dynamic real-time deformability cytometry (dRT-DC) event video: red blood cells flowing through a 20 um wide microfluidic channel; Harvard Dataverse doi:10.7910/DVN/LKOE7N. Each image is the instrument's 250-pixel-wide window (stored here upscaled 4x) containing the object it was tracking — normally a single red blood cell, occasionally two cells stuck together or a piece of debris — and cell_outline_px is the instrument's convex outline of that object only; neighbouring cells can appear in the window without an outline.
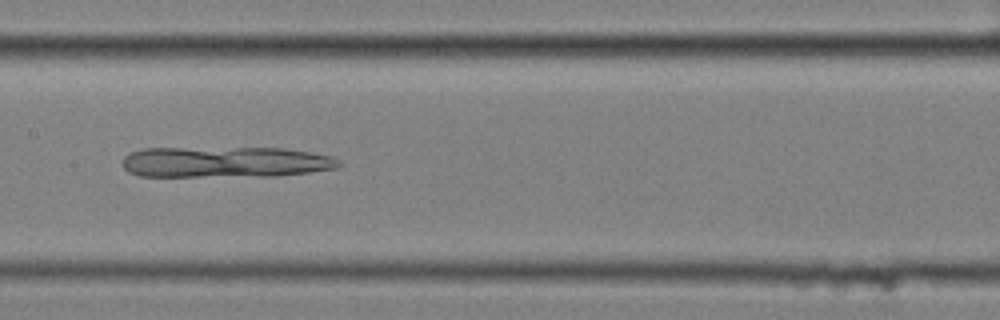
{"species": "common noctule bat (a hibernating species)", "species_latin": "Nyctalus noctula", "temperature_condition": "cold", "stored_images_in_passage": 9, "camera_frame_rate_fps": 3000, "um_per_image_px": 0.085, "animal": {"sex": "female", "body_mass_g": 25.1}, "frame": {"image": 1, "passage_image": 7, "time_ms": 2.0, "image_size_px": [1000, 320], "cell_outline_px": [[344, 164], [340, 168], [280, 176], [140, 176], [128, 172], [124, 168], [124, 156], [128, 152], [144, 148], [284, 148], [332, 156], [340, 160]], "centroid_in_image_um": [19.2, 13.77], "position_along_channel_um": 188.2, "area_um2": 39.36}}
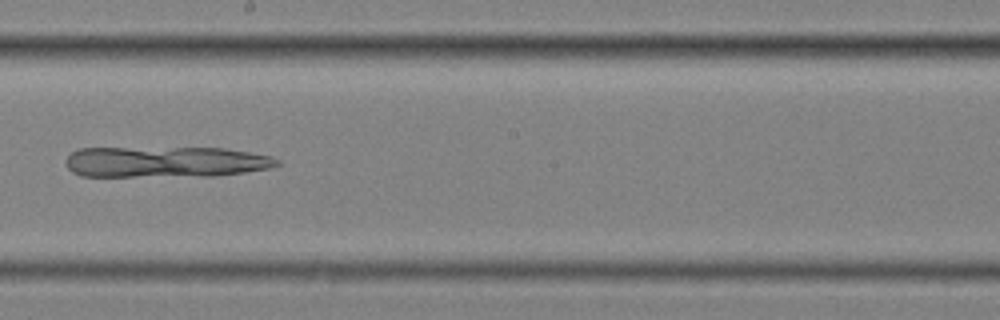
{"frame": {"image": 2, "passage_image": 8, "time_ms": 2.333, "image_size_px": [1000, 320], "cell_outline_px": [[280, 164], [268, 168], [244, 172], [216, 176], [80, 176], [72, 172], [68, 168], [68, 156], [72, 152], [80, 148], [224, 148], [248, 152], [268, 156], [280, 160]], "centroid_in_image_um": [14.07, 13.76], "position_along_channel_um": 234.1, "area_um2": 37.92}}